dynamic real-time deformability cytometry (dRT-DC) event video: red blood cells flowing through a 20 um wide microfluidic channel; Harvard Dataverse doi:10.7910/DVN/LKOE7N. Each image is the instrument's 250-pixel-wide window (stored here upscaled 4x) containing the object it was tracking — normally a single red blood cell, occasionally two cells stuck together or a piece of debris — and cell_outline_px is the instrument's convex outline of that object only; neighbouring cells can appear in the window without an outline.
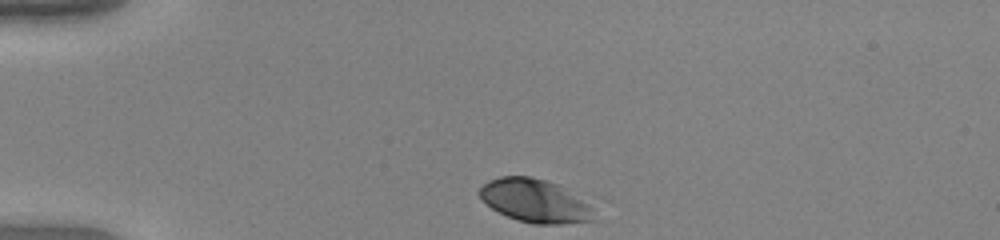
{"species": "human", "species_latin": "Homo sapiens", "temperature_condition": "warm", "stored_images_in_passage": 35, "camera_frame_rate_fps": 3000, "um_per_image_px": 0.085, "donor": {"sex": "female"}, "frame": {"image": 1, "passage_image": 1, "time_ms": 0.0, "image_size_px": [1000, 240], "cell_outline_px": [[600, 220], [560, 224], [532, 224], [516, 220], [492, 208], [480, 200], [476, 192], [484, 184], [500, 176], [528, 176], [544, 180], [556, 184], [588, 204], [592, 208]], "centroid_in_image_um": [45.46, 17.1], "position_along_channel_um": 39.5, "area_um2": 28.78}}
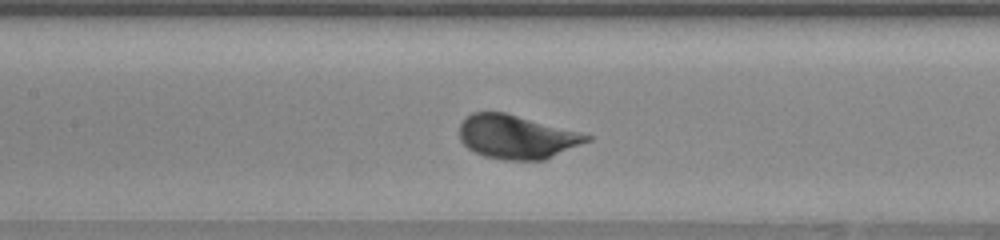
{"frame": {"image": 2, "passage_image": 14, "time_ms": 4.333, "image_size_px": [1000, 240], "cell_outline_px": [[592, 140], [544, 160], [504, 160], [484, 156], [468, 148], [460, 140], [460, 124], [464, 116], [472, 112], [504, 112], [592, 136]], "centroid_in_image_um": [43.88, 11.64], "position_along_channel_um": 163.5, "area_um2": 32.19}}
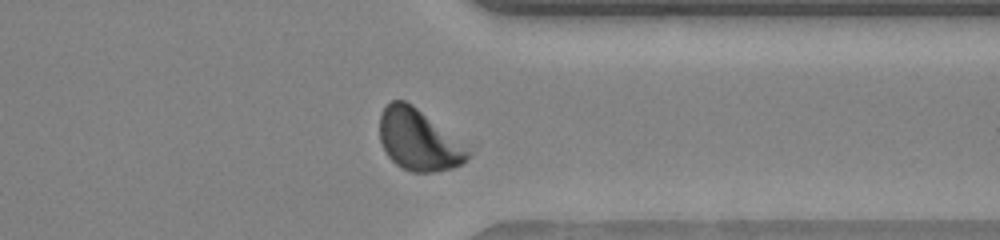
{"frame": {"image": 3, "passage_image": 30, "time_ms": 9.667, "image_size_px": [1000, 240], "cell_outline_px": [[472, 152], [468, 160], [452, 168], [432, 172], [412, 172], [396, 164], [388, 156], [380, 140], [380, 112], [392, 100], [404, 100], [412, 104]], "centroid_in_image_um": [35.55, 11.9], "position_along_channel_um": 375.8, "area_um2": 30.87}, "authors_computed_cell_mechanics": {"area_um2": 31.79, "velocity_mm_per_s": 3.9903, "shape_relaxation_time_tau1_ms": 1.5069, "shape_relaxation_time_tau2_ms": null, "deformation_change_tau1": 0.116, "deformation_change_tau2": null}}